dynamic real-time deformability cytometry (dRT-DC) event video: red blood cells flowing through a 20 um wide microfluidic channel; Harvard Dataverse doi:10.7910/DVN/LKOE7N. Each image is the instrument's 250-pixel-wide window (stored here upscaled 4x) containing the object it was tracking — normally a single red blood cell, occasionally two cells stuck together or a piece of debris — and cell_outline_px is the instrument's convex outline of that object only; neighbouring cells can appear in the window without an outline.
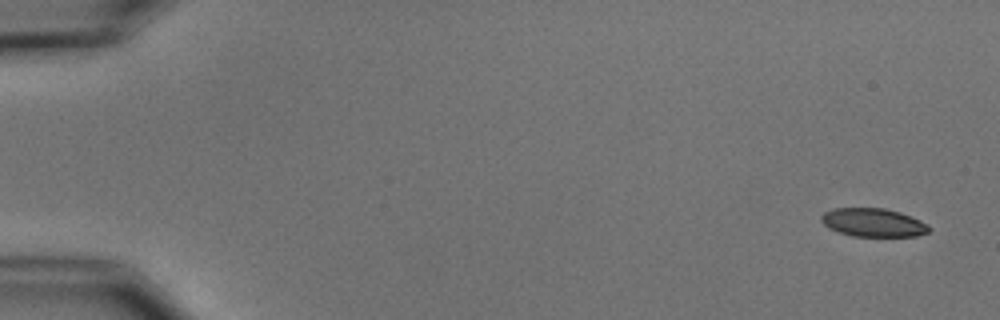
{"species": "common noctule bat (a hibernating species)", "species_latin": "Nyctalus noctula", "temperature_condition": "cold", "stored_images_in_passage": 6, "camera_frame_rate_fps": 3000, "um_per_image_px": 0.085, "animal": {"sex": "male", "body_mass_g": 15.6}, "frame": {"image": 1, "passage_image": 1, "time_ms": 0.0, "image_size_px": [1000, 320], "cell_outline_px": [[932, 228], [928, 232], [916, 236], [852, 236], [828, 228], [820, 220], [820, 216], [824, 212], [832, 208], [884, 208], [900, 212], [920, 220], [928, 224]], "centroid_in_image_um": [74.22, 18.91], "position_along_channel_um": 10.8, "area_um2": 17.92}}
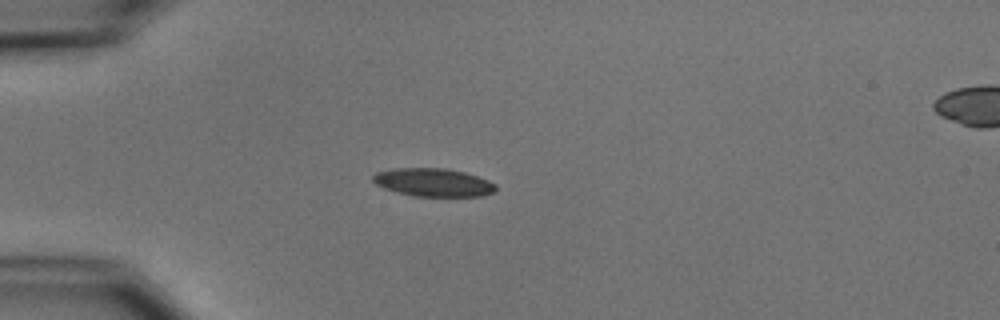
{"frame": {"image": 2, "passage_image": 4, "time_ms": 4.333, "image_size_px": [1000, 320], "cell_outline_px": [[496, 192], [480, 196], [416, 196], [396, 192], [384, 188], [376, 184], [372, 180], [372, 176], [376, 172], [392, 168], [444, 168], [464, 172], [488, 180], [496, 184]], "centroid_in_image_um": [36.82, 15.5], "position_along_channel_um": 48.2, "area_um2": 20.17}}